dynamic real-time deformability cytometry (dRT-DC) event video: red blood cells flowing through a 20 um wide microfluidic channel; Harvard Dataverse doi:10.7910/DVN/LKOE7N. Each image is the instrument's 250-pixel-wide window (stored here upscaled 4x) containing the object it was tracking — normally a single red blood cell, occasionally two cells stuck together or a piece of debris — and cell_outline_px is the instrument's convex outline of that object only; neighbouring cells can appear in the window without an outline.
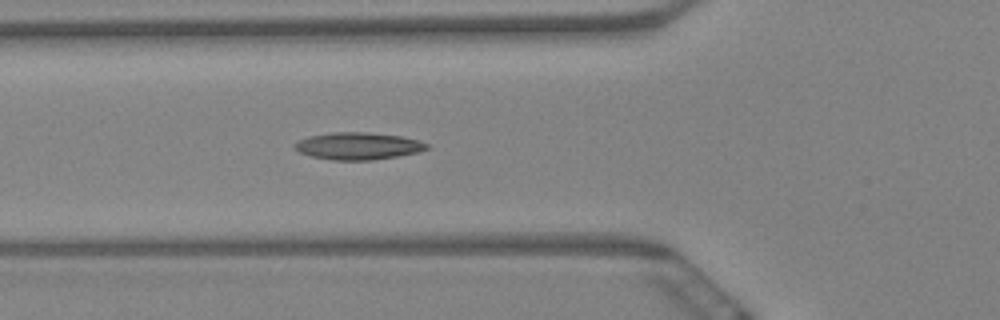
{"species": "Egyptian fruit bat (a non-hibernating species)", "species_latin": "Rousettus aegyptiacus", "temperature_condition": "warm", "stored_images_in_passage": 7, "camera_frame_rate_fps": 3000, "um_per_image_px": 0.085, "animal": {"sex": "female"}, "frame": {"image": 1, "passage_image": 7, "time_ms": 2.0, "image_size_px": [1000, 320], "cell_outline_px": [[428, 148], [420, 152], [372, 160], [332, 160], [312, 156], [300, 152], [292, 148], [292, 144], [308, 136], [332, 132], [368, 132], [400, 136], [420, 140], [428, 144]], "centroid_in_image_um": [30.42, 12.4], "position_along_channel_um": 95.4, "area_um2": 20.98}}